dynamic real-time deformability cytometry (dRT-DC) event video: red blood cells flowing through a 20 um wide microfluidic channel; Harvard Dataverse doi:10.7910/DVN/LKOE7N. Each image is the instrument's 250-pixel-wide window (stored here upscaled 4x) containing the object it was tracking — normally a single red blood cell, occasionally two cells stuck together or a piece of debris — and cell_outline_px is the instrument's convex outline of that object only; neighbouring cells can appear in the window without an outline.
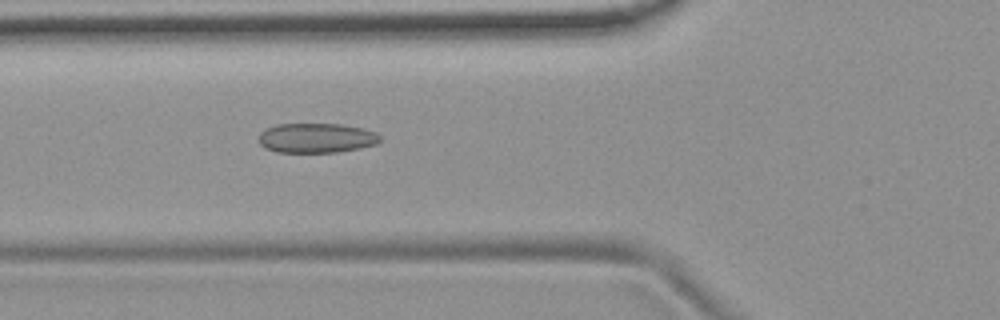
{"species": "common noctule bat (a hibernating species)", "species_latin": "Nyctalus noctula", "temperature_condition": "room temperature", "stored_images_in_passage": 54, "camera_frame_rate_fps": 3000, "um_per_image_px": 0.085, "animal": {"sex": "female", "body_mass_g": 19.9}, "frame": {"image": 1, "passage_image": 20, "time_ms": 6.333, "image_size_px": [1000, 320], "cell_outline_px": [[380, 140], [376, 144], [360, 148], [336, 152], [276, 152], [264, 148], [260, 144], [260, 132], [276, 124], [340, 124], [364, 128], [376, 132], [380, 136]], "centroid_in_image_um": [26.9, 11.73], "position_along_channel_um": 98.9, "area_um2": 20.98}}
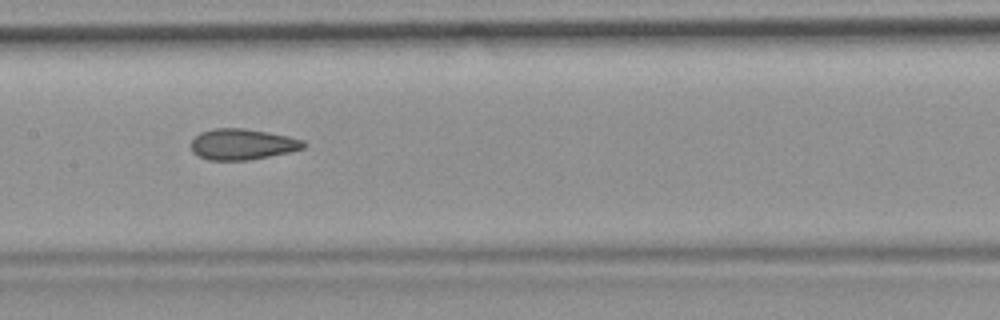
{"frame": {"image": 2, "passage_image": 27, "time_ms": 8.667, "image_size_px": [1000, 320], "cell_outline_px": [[308, 144], [304, 148], [288, 152], [248, 160], [208, 160], [192, 152], [192, 140], [200, 132], [216, 128], [244, 128], [268, 132], [288, 136], [304, 140]], "centroid_in_image_um": [20.62, 12.25], "position_along_channel_um": 186.8, "area_um2": 20.17}}
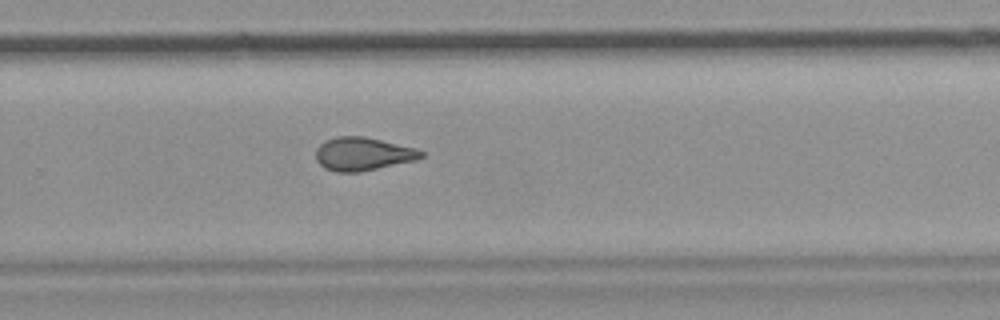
{"frame": {"image": 3, "passage_image": 36, "time_ms": 11.667, "image_size_px": [1000, 320], "cell_outline_px": [[424, 156], [416, 160], [360, 172], [336, 172], [324, 168], [316, 160], [316, 148], [324, 140], [336, 136], [364, 136], [416, 148], [424, 152]], "centroid_in_image_um": [30.83, 13.08], "position_along_channel_um": 299.0, "area_um2": 20.52}, "authors_computed_cell_mechanics": {"area_um2": 20.808, "velocity_mm_per_s": 3.7533, "shape_relaxation_time_tau1_ms": null, "shape_relaxation_time_tau2_ms": 1.8796, "deformation_change_tau1": null, "deformation_change_tau2": 0.0996}}